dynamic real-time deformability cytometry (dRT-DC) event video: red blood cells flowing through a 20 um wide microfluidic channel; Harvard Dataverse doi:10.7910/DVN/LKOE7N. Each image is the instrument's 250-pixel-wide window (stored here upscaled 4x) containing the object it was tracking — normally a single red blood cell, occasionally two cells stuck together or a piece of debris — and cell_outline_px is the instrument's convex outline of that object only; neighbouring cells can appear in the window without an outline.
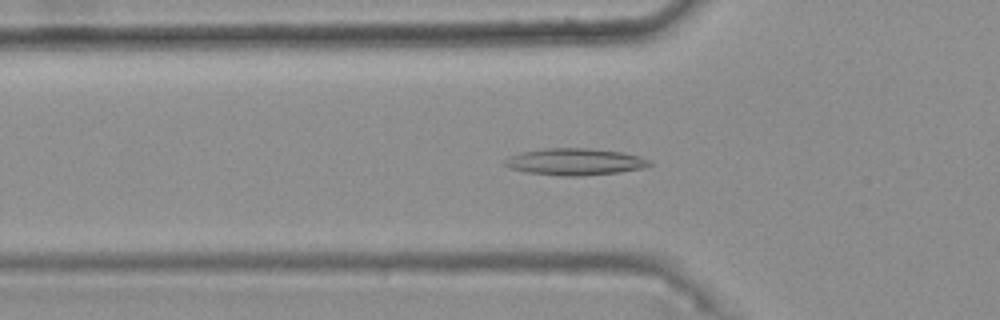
{"species": "common noctule bat (a hibernating species)", "species_latin": "Nyctalus noctula", "temperature_condition": "warm", "stored_images_in_passage": 47, "camera_frame_rate_fps": 3000, "um_per_image_px": 0.085, "animal": {"sex": "female", "body_mass_g": 25.1}, "frame": {"image": 1, "passage_image": 18, "time_ms": 5.667, "image_size_px": [1000, 320], "cell_outline_px": [[652, 164], [644, 168], [620, 172], [580, 176], [560, 176], [524, 172], [508, 168], [504, 164], [504, 160], [508, 156], [520, 152], [544, 148], [588, 148], [620, 152], [640, 156], [652, 160]], "centroid_in_image_um": [48.85, 13.75], "position_along_channel_um": 77.0, "area_um2": 22.89}}
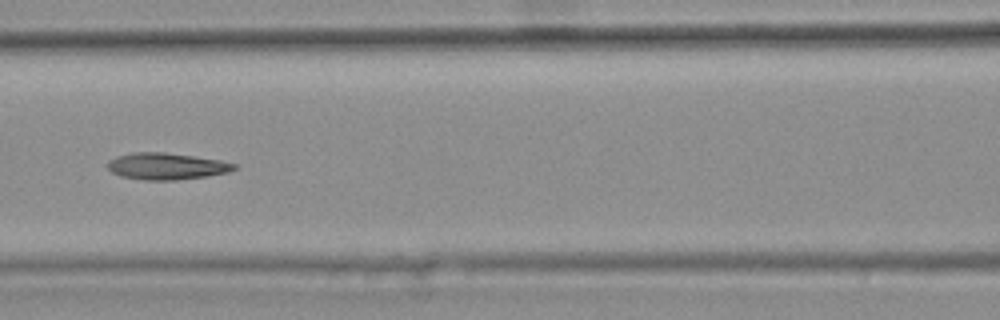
{"frame": {"image": 2, "passage_image": 24, "time_ms": 7.667, "image_size_px": [1000, 320], "cell_outline_px": [[236, 168], [228, 172], [208, 176], [176, 180], [144, 180], [120, 176], [112, 172], [104, 164], [108, 160], [116, 156], [132, 152], [164, 152], [220, 160], [236, 164]], "centroid_in_image_um": [14.09, 14.13], "position_along_channel_um": 152.5, "area_um2": 19.77}}
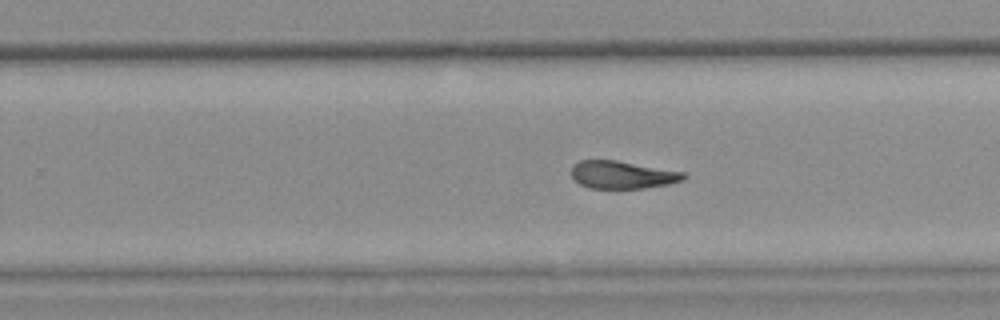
{"frame": {"image": 3, "passage_image": 34, "time_ms": 11.0, "image_size_px": [1000, 320], "cell_outline_px": [[688, 176], [684, 180], [668, 184], [644, 188], [588, 188], [580, 184], [572, 176], [572, 164], [580, 160], [616, 160], [684, 172]], "centroid_in_image_um": [52.91, 14.85], "position_along_channel_um": 276.9, "area_um2": 18.09}, "authors_computed_cell_mechanics": {"area_um2": 19.7676, "velocity_mm_per_s": 3.7525, "shape_relaxation_time_tau1_ms": null, "shape_relaxation_time_tau2_ms": 4.4469, "deformation_change_tau1": null, "deformation_change_tau2": 0.1394}}